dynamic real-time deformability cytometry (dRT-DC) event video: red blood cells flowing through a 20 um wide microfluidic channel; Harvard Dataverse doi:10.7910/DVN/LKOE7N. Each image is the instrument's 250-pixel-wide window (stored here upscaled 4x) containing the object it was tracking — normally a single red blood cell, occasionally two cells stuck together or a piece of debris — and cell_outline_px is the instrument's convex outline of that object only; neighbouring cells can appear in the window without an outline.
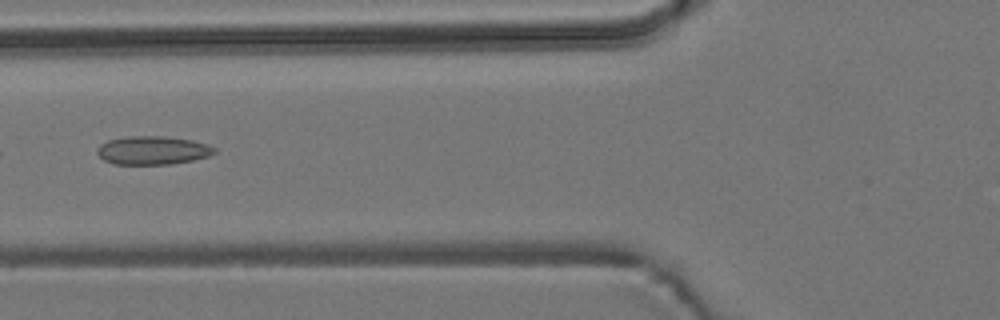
{"species": "common noctule bat (a hibernating species)", "species_latin": "Nyctalus noctula", "temperature_condition": "room temperature", "stored_images_in_passage": 2, "camera_frame_rate_fps": 3000, "um_per_image_px": 0.085, "animal": {"sex": "male", "body_mass_g": 19.2, "forearm_length_mm": 51.8}, "frame": {"image": 1, "passage_image": 2, "time_ms": 1.333, "image_size_px": [1000, 320], "cell_outline_px": [[216, 152], [208, 156], [192, 160], [172, 164], [112, 164], [104, 160], [96, 152], [96, 148], [100, 144], [108, 140], [124, 136], [160, 136], [192, 140], [208, 144], [216, 148]], "centroid_in_image_um": [12.95, 12.77], "position_along_channel_um": 112.8, "area_um2": 19.54}}